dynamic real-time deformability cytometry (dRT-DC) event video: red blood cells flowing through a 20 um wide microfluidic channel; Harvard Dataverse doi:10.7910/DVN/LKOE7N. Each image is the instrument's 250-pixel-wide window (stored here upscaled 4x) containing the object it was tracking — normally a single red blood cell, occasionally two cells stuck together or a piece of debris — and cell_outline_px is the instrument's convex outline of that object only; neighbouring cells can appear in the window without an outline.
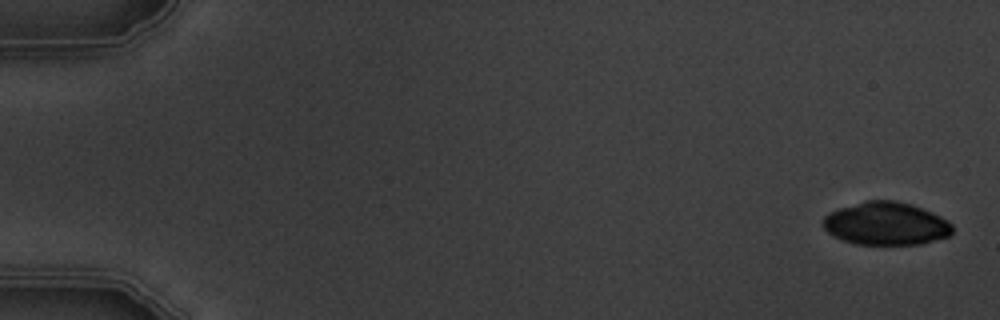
{"species": "common noctule bat (a hibernating species)", "species_latin": "Nyctalus noctula", "temperature_condition": "warm", "stored_images_in_passage": 8, "camera_frame_rate_fps": 3000, "um_per_image_px": 0.085, "animal": {"sex": "male", "body_mass_g": 19.5, "forearm_length_mm": 54.6}, "frame": {"image": 1, "passage_image": 1, "time_ms": 0.0, "image_size_px": [1000, 320], "cell_outline_px": [[952, 232], [948, 236], [920, 244], [856, 244], [844, 240], [828, 232], [824, 228], [824, 216], [840, 208], [864, 200], [896, 200], [912, 204], [932, 212], [948, 220], [952, 224]], "centroid_in_image_um": [75.34, 18.99], "position_along_channel_um": 9.7, "area_um2": 32.14}}